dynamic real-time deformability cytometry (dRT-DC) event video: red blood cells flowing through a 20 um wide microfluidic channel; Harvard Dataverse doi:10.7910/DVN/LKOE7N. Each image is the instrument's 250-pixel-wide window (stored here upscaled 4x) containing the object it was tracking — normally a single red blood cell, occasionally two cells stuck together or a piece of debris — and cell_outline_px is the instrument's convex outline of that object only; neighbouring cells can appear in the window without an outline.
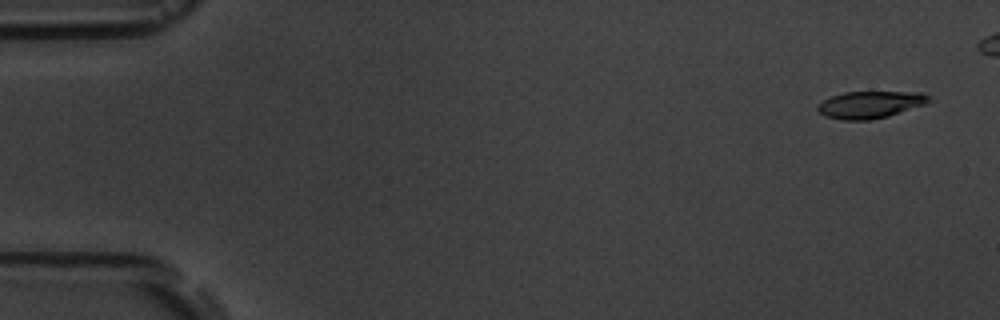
{"species": "common noctule bat (a hibernating species)", "species_latin": "Nyctalus noctula", "temperature_condition": "room temperature", "stored_images_in_passage": 4, "camera_frame_rate_fps": 3000, "um_per_image_px": 0.085, "animal": {"sex": "male", "body_mass_g": 19.5, "forearm_length_mm": 54.6}, "frame": {"image": 1, "passage_image": 1, "time_ms": 0.0, "image_size_px": [1000, 320], "cell_outline_px": [[932, 100], [924, 104], [888, 116], [872, 120], [840, 120], [824, 116], [816, 108], [816, 104], [832, 96], [844, 92], [924, 92]], "centroid_in_image_um": [73.93, 8.9], "position_along_channel_um": 11.1, "area_um2": 17.57}}
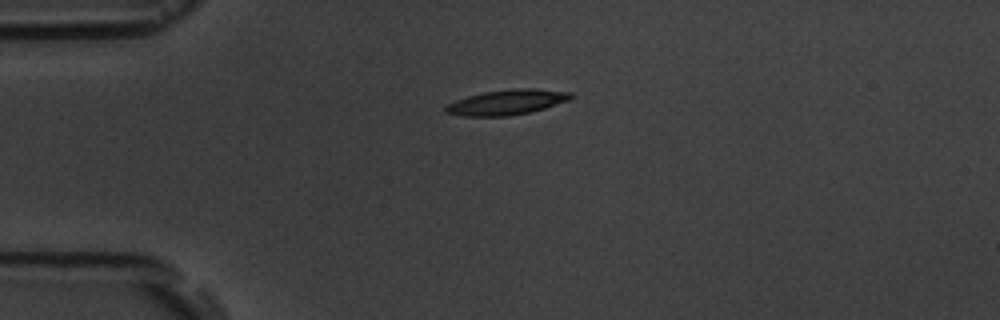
{"frame": {"image": 2, "passage_image": 4, "time_ms": 6.333, "image_size_px": [1000, 320], "cell_outline_px": [[576, 96], [568, 100], [532, 112], [508, 116], [460, 116], [444, 112], [444, 108], [448, 104], [456, 100], [468, 96], [484, 92], [516, 88], [536, 88], [572, 92]], "centroid_in_image_um": [43.11, 8.69], "position_along_channel_um": 41.9, "area_um2": 18.44}}